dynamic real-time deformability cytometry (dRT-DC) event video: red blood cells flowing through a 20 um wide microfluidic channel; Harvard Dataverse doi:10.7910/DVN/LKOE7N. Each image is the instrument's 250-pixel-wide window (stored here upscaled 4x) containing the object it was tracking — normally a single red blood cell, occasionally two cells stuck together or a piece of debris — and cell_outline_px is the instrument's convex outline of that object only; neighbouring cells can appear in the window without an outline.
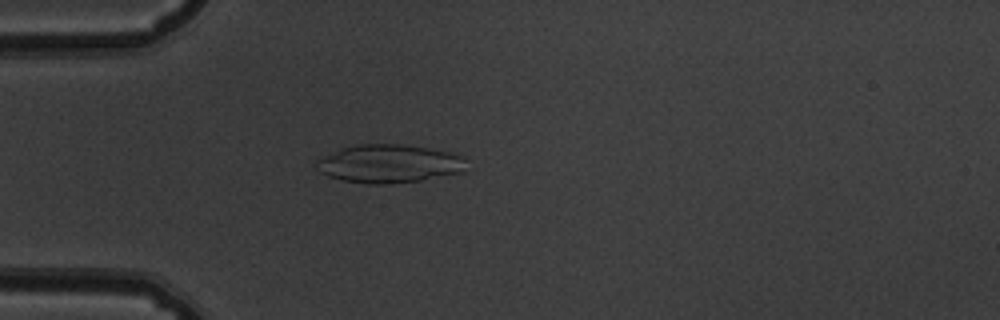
{"species": "common noctule bat (a hibernating species)", "species_latin": "Nyctalus noctula", "temperature_condition": "warm", "stored_images_in_passage": 41, "camera_frame_rate_fps": 3000, "um_per_image_px": 0.085, "animal": {"sex": "male", "body_mass_g": 19.5, "forearm_length_mm": 54.6}, "frame": {"image": 1, "passage_image": 4, "time_ms": 1.0, "image_size_px": [1000, 320], "cell_outline_px": [[464, 172], [420, 180], [392, 184], [368, 184], [344, 180], [328, 176], [320, 172], [316, 168], [316, 160], [340, 148], [356, 144], [400, 144], [428, 148], [452, 152], [464, 156]], "centroid_in_image_um": [33.06, 13.91], "position_along_channel_um": 51.9, "area_um2": 33.52}}
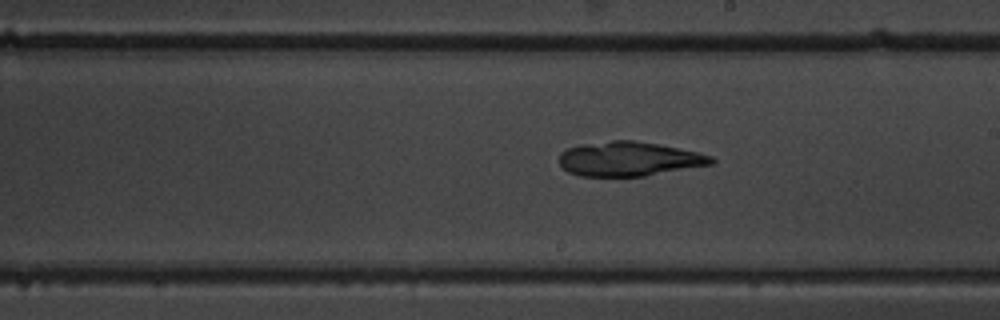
{"frame": {"image": 2, "passage_image": 19, "time_ms": 6.0, "image_size_px": [1000, 320], "cell_outline_px": [[716, 160], [712, 164], [644, 176], [580, 176], [568, 172], [560, 164], [560, 152], [568, 148], [580, 144], [612, 140], [632, 140], [660, 144], [700, 152], [712, 156]], "centroid_in_image_um": [53.48, 13.5], "position_along_channel_um": 235.5, "area_um2": 30.58}}
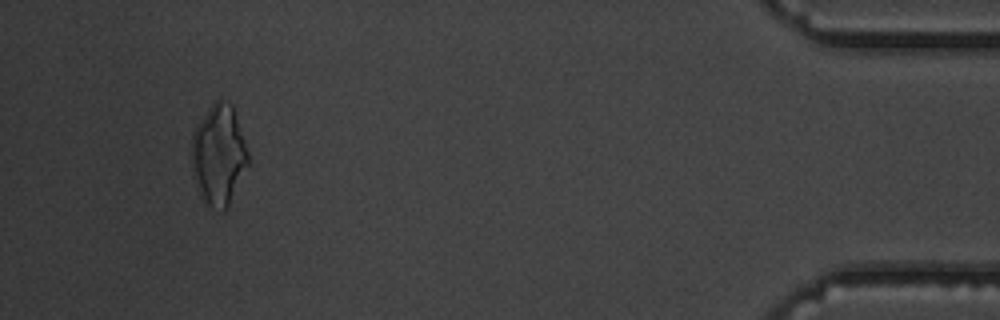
{"frame": {"image": 3, "passage_image": 38, "time_ms": 12.333, "image_size_px": [1000, 320], "cell_outline_px": [[248, 164], [228, 208], [224, 212], [212, 208], [200, 196], [196, 188], [192, 172], [192, 132], [208, 108], [220, 96], [232, 104], [248, 152]], "centroid_in_image_um": [18.58, 13.18], "position_along_channel_um": 416.6, "area_um2": 33.23}}